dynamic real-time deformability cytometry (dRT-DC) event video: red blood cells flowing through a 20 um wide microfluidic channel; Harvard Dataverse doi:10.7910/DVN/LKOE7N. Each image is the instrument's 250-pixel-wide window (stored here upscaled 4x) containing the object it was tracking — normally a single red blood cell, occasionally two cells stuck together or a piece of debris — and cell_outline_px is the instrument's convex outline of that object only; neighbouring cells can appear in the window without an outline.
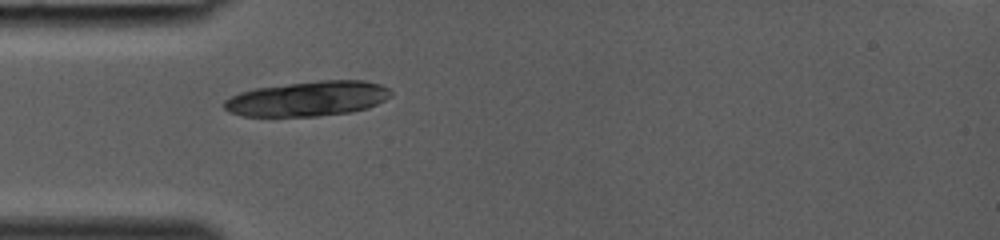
{"species": "common noctule bat (a hibernating species)", "species_latin": "Nyctalus noctula", "temperature_condition": "room temperature", "stored_images_in_passage": 27, "camera_frame_rate_fps": 3000, "um_per_image_px": 0.085, "animal": {"sex": "female", "body_mass_g": 19.0, "forearm_length_mm": 53.3}, "frame": {"image": 1, "passage_image": 1, "time_ms": 0.0, "image_size_px": [1000, 240], "cell_outline_px": [[392, 96], [368, 108], [352, 112], [320, 116], [240, 116], [228, 112], [224, 108], [224, 100], [240, 92], [256, 88], [320, 80], [364, 80], [380, 84], [392, 88]], "centroid_in_image_um": [26.2, 8.39], "position_along_channel_um": 58.8, "area_um2": 34.16}}